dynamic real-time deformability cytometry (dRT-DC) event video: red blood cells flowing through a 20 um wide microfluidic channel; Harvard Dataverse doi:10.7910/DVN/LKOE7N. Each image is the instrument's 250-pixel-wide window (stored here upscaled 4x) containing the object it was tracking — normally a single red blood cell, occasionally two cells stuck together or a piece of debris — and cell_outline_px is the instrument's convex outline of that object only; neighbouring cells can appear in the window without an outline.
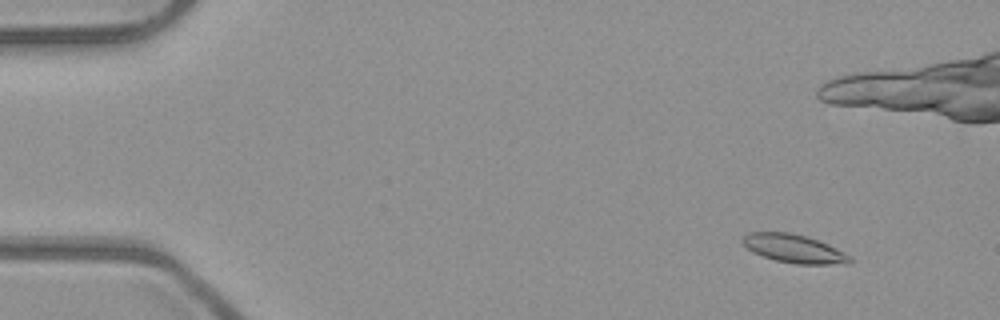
{"species": "common noctule bat (a hibernating species)", "species_latin": "Nyctalus noctula", "temperature_condition": "room temperature", "stored_images_in_passage": 54, "camera_frame_rate_fps": 3000, "um_per_image_px": 0.085, "animal": {"sex": "male", "body_mass_g": 23.1, "forearm_length_mm": 52.7}, "frame": {"image": 1, "passage_image": 6, "time_ms": 1.667, "image_size_px": [1000, 320], "cell_outline_px": [[852, 264], [796, 264], [776, 260], [752, 252], [740, 240], [748, 232], [788, 232], [808, 236], [828, 244], [852, 256]], "centroid_in_image_um": [67.53, 21.13], "position_along_channel_um": 17.5, "area_um2": 17.86}}
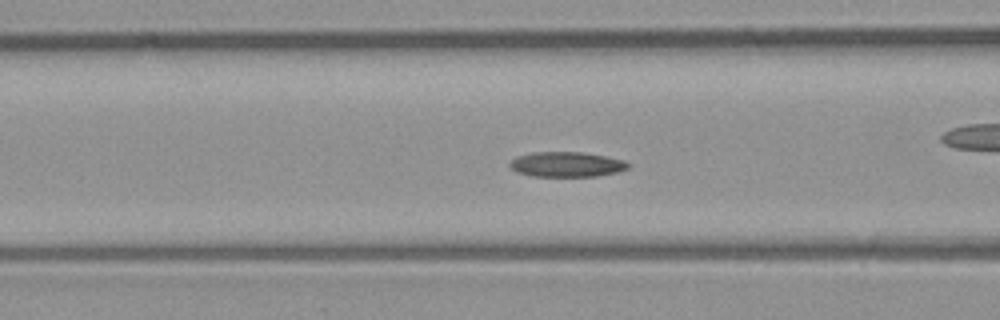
{"frame": {"image": 2, "passage_image": 22, "time_ms": 7.0, "image_size_px": [1000, 320], "cell_outline_px": [[628, 168], [616, 172], [596, 176], [532, 176], [516, 172], [508, 164], [516, 156], [536, 152], [580, 152], [604, 156], [624, 160], [628, 164]], "centroid_in_image_um": [48.12, 13.97], "position_along_channel_um": 118.5, "area_um2": 17.05}}
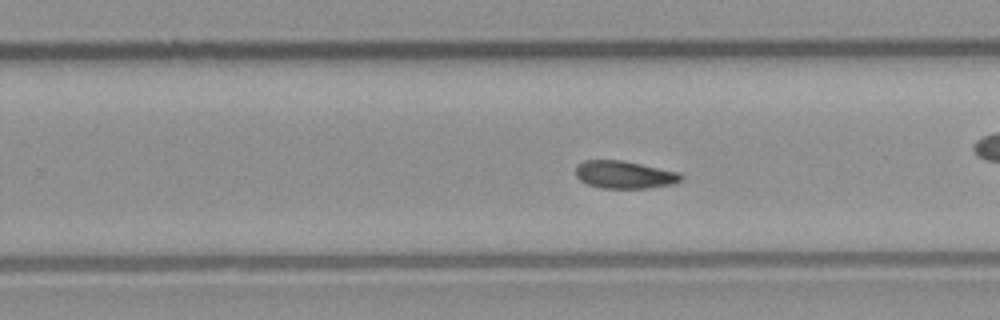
{"frame": {"image": 3, "passage_image": 34, "time_ms": 11.0, "image_size_px": [1000, 320], "cell_outline_px": [[684, 180], [676, 184], [652, 188], [600, 188], [588, 184], [580, 180], [576, 176], [576, 164], [584, 160], [620, 160], [680, 172], [684, 176]], "centroid_in_image_um": [53.13, 14.86], "position_along_channel_um": 276.7, "area_um2": 17.22}, "authors_computed_cell_mechanics": {"area_um2": 17.1666, "velocity_mm_per_s": 3.9587, "shape_relaxation_time_tau1_ms": 5.0696, "shape_relaxation_time_tau2_ms": null, "deformation_change_tau1": 0.1002, "deformation_change_tau2": null}}